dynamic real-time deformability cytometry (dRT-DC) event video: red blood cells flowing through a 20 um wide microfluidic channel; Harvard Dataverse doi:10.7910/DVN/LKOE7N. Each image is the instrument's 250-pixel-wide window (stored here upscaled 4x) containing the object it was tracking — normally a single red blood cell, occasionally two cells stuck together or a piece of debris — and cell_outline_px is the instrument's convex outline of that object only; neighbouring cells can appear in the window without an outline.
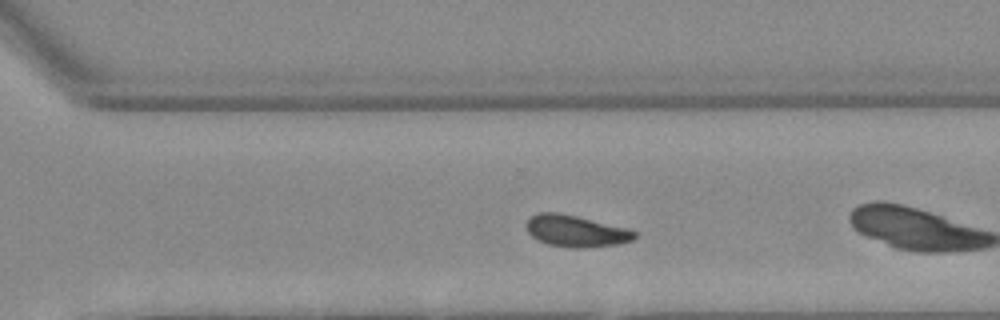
{"species": "Egyptian fruit bat (a non-hibernating species)", "species_latin": "Rousettus aegyptiacus", "temperature_condition": "warm", "stored_images_in_passage": 28, "camera_frame_rate_fps": 3000, "um_per_image_px": 0.085, "animal": {"sex": "female"}, "frame": {"image": 1, "passage_image": 20, "time_ms": 6.333, "image_size_px": [1000, 320], "cell_outline_px": [[636, 236], [632, 240], [620, 244], [588, 248], [572, 248], [548, 244], [536, 240], [528, 232], [524, 224], [536, 212], [556, 212], [576, 216], [628, 228], [636, 232]], "centroid_in_image_um": [48.93, 19.65], "position_along_channel_um": 321.7, "area_um2": 20.11}}